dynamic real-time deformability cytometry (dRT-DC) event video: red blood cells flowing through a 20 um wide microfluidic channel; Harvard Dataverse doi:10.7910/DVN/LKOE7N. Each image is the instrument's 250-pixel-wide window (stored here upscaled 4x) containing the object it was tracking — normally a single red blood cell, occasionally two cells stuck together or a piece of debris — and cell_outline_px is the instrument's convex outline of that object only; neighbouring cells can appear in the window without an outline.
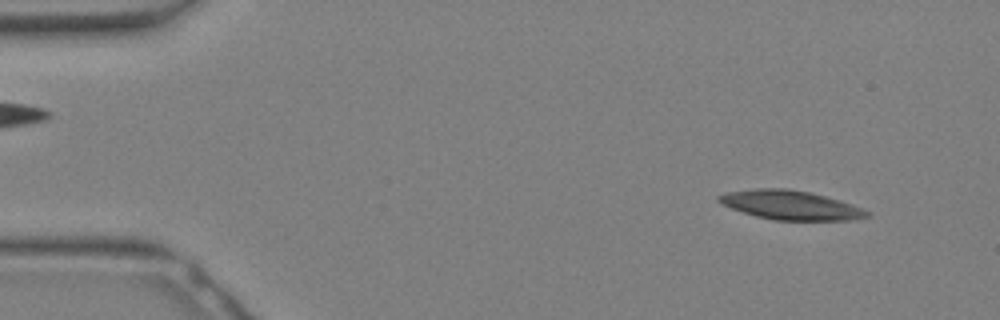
{"species": "Egyptian fruit bat (a non-hibernating species)", "species_latin": "Rousettus aegyptiacus", "temperature_condition": "warm", "stored_images_in_passage": 31, "camera_frame_rate_fps": 3000, "um_per_image_px": 0.085, "animal": {"sex": "female"}, "frame": {"image": 1, "passage_image": 2, "time_ms": 0.333, "image_size_px": [1000, 320], "cell_outline_px": [[868, 216], [852, 220], [772, 220], [756, 216], [732, 208], [716, 200], [716, 196], [724, 192], [756, 188], [788, 188], [808, 192], [840, 200], [852, 204], [868, 212]], "centroid_in_image_um": [67.14, 17.42], "position_along_channel_um": 17.9, "area_um2": 24.97}}
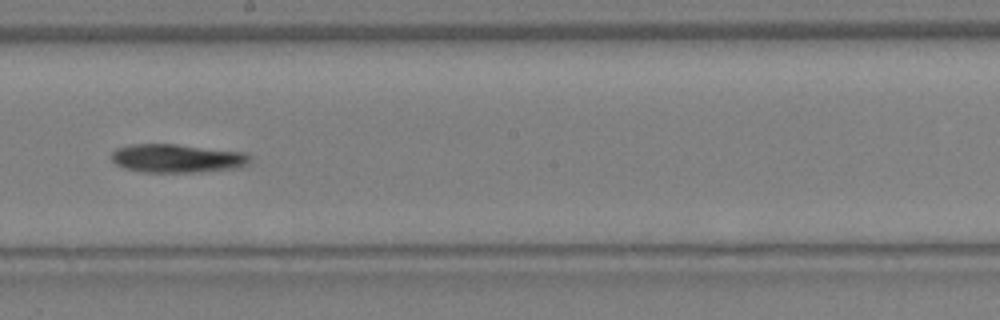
{"frame": {"image": 2, "passage_image": 17, "time_ms": 5.333, "image_size_px": [1000, 320], "cell_outline_px": [[252, 156], [248, 164], [240, 168], [196, 172], [144, 172], [124, 168], [116, 164], [112, 160], [112, 152], [116, 148], [132, 144], [176, 144], [244, 152]], "centroid_in_image_um": [15.08, 13.46], "position_along_channel_um": 233.1, "area_um2": 23.12}}
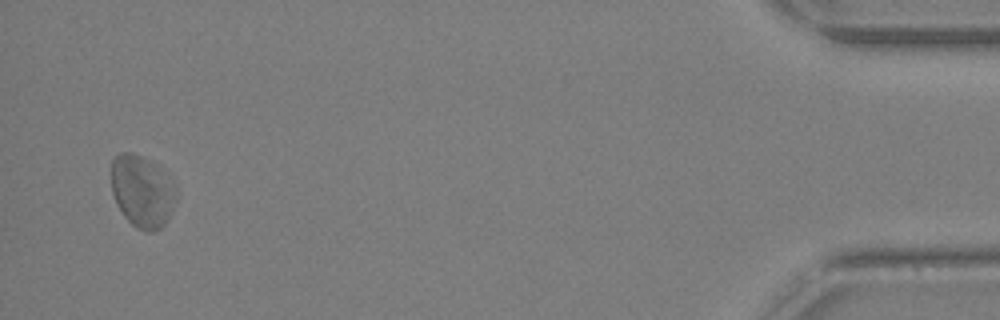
{"frame": {"image": 3, "passage_image": 30, "time_ms": 9.667, "image_size_px": [1000, 320], "cell_outline_px": [[176, 200], [164, 224], [160, 228], [152, 232], [148, 232], [136, 228], [124, 216], [116, 204], [112, 192], [112, 160], [120, 152], [132, 152], [164, 168], [176, 180]], "centroid_in_image_um": [12.12, 16.23], "position_along_channel_um": 423.1, "area_um2": 27.69}}